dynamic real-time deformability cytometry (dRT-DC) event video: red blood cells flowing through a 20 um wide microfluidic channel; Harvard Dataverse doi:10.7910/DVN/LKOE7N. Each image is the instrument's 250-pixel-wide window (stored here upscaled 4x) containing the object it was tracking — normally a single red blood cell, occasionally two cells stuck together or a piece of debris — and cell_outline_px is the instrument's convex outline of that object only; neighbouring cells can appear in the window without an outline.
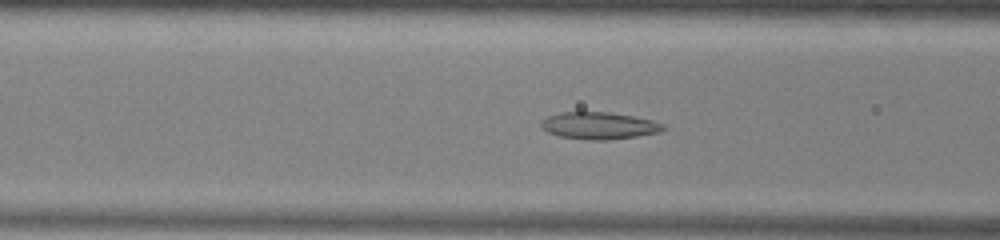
{"species": "common noctule bat (a hibernating species)", "species_latin": "Nyctalus noctula", "temperature_condition": "warm", "stored_images_in_passage": 48, "camera_frame_rate_fps": 3000, "um_per_image_px": 0.085, "animal": {"sex": "male", "body_mass_g": 13.0, "forearm_length_mm": 53.1}, "frame": {"image": 1, "passage_image": 16, "time_ms": 5.0, "image_size_px": [1000, 240], "cell_outline_px": [[668, 128], [660, 132], [636, 136], [608, 140], [588, 140], [560, 136], [548, 132], [540, 128], [540, 124], [548, 116], [560, 112], [608, 112], [632, 116], [652, 120], [664, 124]], "centroid_in_image_um": [50.93, 10.68], "position_along_channel_um": 115.7, "area_um2": 19.25}}
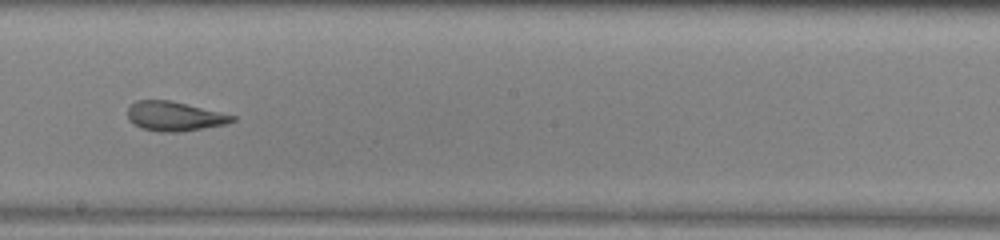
{"frame": {"image": 2, "passage_image": 25, "time_ms": 8.0, "image_size_px": [1000, 240], "cell_outline_px": [[236, 120], [228, 124], [180, 132], [160, 132], [140, 128], [128, 120], [128, 108], [136, 100], [168, 100], [220, 112], [236, 116]], "centroid_in_image_um": [14.82, 9.9], "position_along_channel_um": 233.4, "area_um2": 17.92}}
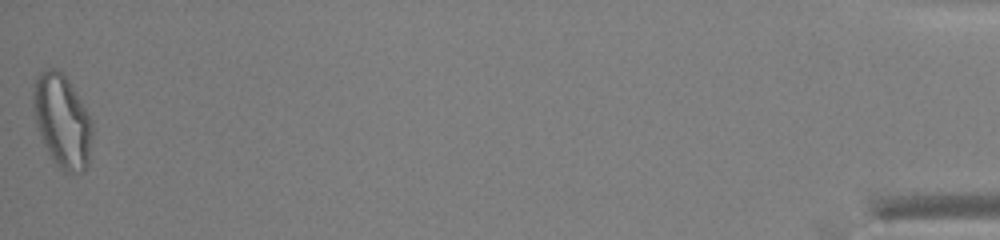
{"frame": {"image": 3, "passage_image": 48, "time_ms": 15.667, "image_size_px": [1000, 240], "cell_outline_px": [[92, 136], [88, 164], [84, 172], [64, 172], [52, 160], [36, 128], [32, 104], [32, 92], [36, 76], [44, 68], [56, 68], [68, 80], [76, 92], [92, 120]], "centroid_in_image_um": [5.26, 10.28], "position_along_channel_um": 429.9, "area_um2": 32.31}, "authors_computed_cell_mechanics": {"area_um2": 21.2126, "velocity_mm_per_s": 3.9335, "shape_relaxation_time_tau1_ms": null, "shape_relaxation_time_tau2_ms": 2.0117, "deformation_change_tau1": null, "deformation_change_tau2": 0.1104}}